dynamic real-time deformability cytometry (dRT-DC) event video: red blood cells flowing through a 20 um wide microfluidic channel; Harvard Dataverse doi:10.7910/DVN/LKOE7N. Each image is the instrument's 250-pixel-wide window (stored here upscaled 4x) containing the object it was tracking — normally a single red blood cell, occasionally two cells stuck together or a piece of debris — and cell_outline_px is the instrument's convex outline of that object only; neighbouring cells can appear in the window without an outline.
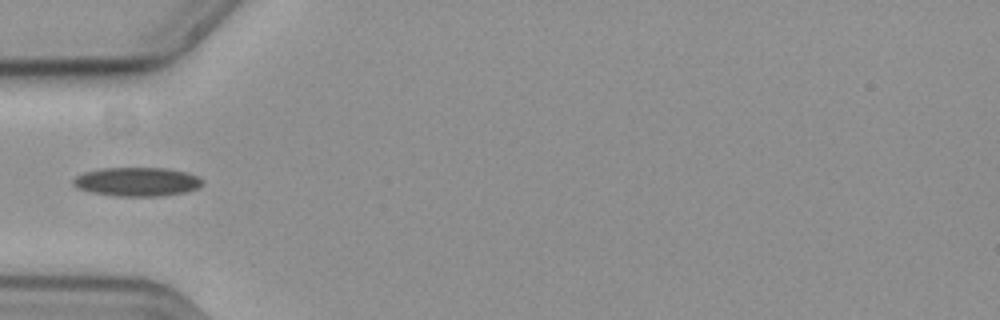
{"species": "common noctule bat (a hibernating species)", "species_latin": "Nyctalus noctula", "temperature_condition": "cold", "stored_images_in_passage": 20, "camera_frame_rate_fps": 3000, "um_per_image_px": 0.085, "animal": {"sex": "female", "body_mass_g": 19.3, "forearm_length_mm": 54.1}, "frame": {"image": 1, "passage_image": 1, "time_ms": 0.0, "image_size_px": [1000, 320], "cell_outline_px": [[204, 184], [196, 188], [184, 192], [164, 196], [116, 196], [92, 192], [76, 188], [72, 184], [72, 180], [76, 176], [84, 172], [100, 168], [168, 168], [184, 172], [196, 176], [204, 180]], "centroid_in_image_um": [11.62, 15.45], "position_along_channel_um": 73.4, "area_um2": 21.79}}
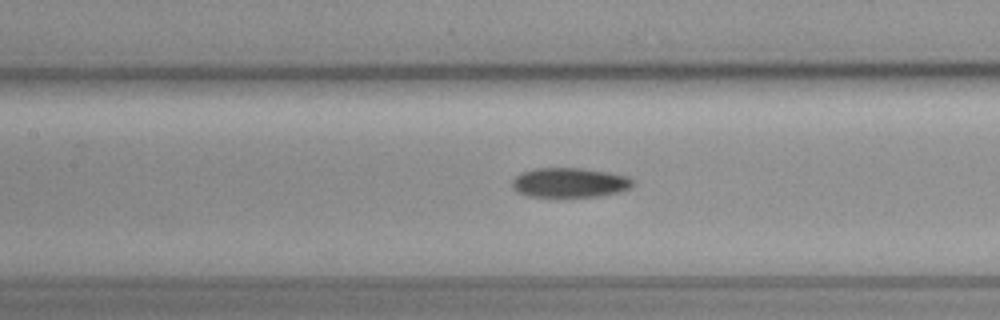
{"frame": {"image": 2, "passage_image": 8, "time_ms": 2.333, "image_size_px": [1000, 320], "cell_outline_px": [[632, 184], [628, 188], [616, 192], [600, 196], [556, 200], [528, 196], [516, 192], [512, 188], [512, 180], [520, 172], [536, 168], [584, 168], [608, 172], [628, 176], [632, 180]], "centroid_in_image_um": [48.33, 15.57], "position_along_channel_um": 159.1, "area_um2": 21.73}}
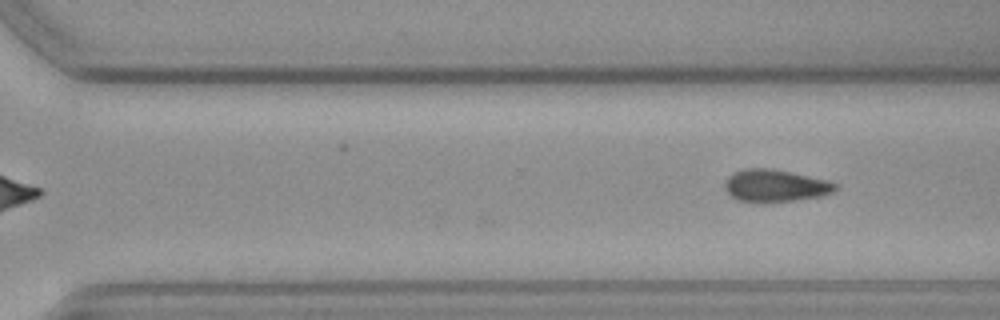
{"frame": {"image": 3, "passage_image": 20, "time_ms": 6.333, "image_size_px": [1000, 320], "cell_outline_px": [[840, 188], [832, 192], [820, 196], [796, 200], [764, 204], [756, 204], [736, 200], [728, 196], [724, 188], [724, 184], [728, 176], [732, 172], [744, 168], [772, 168], [828, 180], [836, 184]], "centroid_in_image_um": [65.83, 15.81], "position_along_channel_um": 304.8, "area_um2": 21.56}}